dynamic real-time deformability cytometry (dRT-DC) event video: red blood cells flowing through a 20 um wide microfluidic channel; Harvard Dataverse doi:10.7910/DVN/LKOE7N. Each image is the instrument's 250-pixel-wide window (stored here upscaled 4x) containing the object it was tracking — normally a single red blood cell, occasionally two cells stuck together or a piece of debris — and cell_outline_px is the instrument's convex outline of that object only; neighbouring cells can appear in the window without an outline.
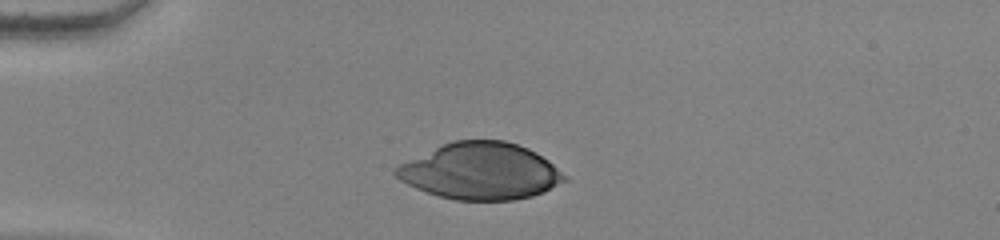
{"species": "human", "species_latin": "Homo sapiens", "temperature_condition": "warm", "stored_images_in_passage": 31, "camera_frame_rate_fps": 3000, "um_per_image_px": 0.085, "donor": {"sex": "female"}, "frame": {"image": 1, "passage_image": 1, "time_ms": 0.0, "image_size_px": [1000, 240], "cell_outline_px": [[568, 180], [544, 192], [532, 196], [512, 200], [456, 200], [440, 196], [416, 188], [400, 180], [392, 172], [392, 168], [400, 164], [452, 140], [504, 140], [528, 148], [536, 152], [548, 160], [568, 176]], "centroid_in_image_um": [40.87, 14.55], "position_along_channel_um": 44.1, "area_um2": 55.49}}
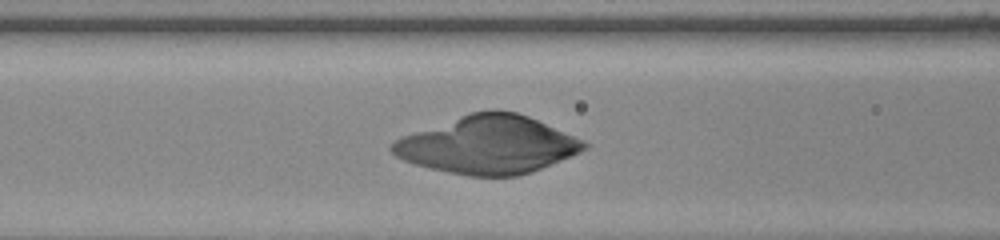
{"frame": {"image": 2, "passage_image": 10, "time_ms": 3.0, "image_size_px": [1000, 240], "cell_outline_px": [[588, 148], [580, 152], [532, 172], [520, 176], [468, 176], [428, 168], [404, 160], [396, 156], [388, 148], [400, 136], [472, 112], [496, 108], [516, 112], [528, 116], [572, 136], [588, 144]], "centroid_in_image_um": [41.44, 12.31], "position_along_channel_um": 125.2, "area_um2": 64.22}}
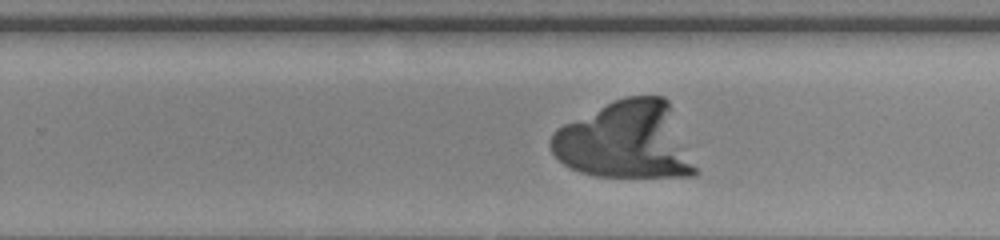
{"frame": {"image": 3, "passage_image": 22, "time_ms": 7.0, "image_size_px": [1000, 240], "cell_outline_px": [[696, 176], [596, 176], [580, 172], [564, 164], [552, 152], [548, 144], [552, 132], [556, 128], [564, 124], [616, 100], [628, 96], [664, 96], [668, 100], [696, 168]], "centroid_in_image_um": [53.15, 11.95], "position_along_channel_um": 276.6, "area_um2": 64.16}}